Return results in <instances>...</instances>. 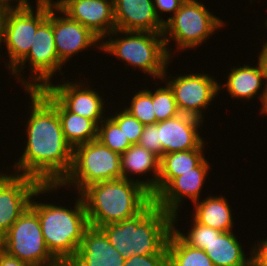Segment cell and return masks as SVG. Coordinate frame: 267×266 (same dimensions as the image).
<instances>
[{
  "label": "cell",
  "mask_w": 267,
  "mask_h": 266,
  "mask_svg": "<svg viewBox=\"0 0 267 266\" xmlns=\"http://www.w3.org/2000/svg\"><path fill=\"white\" fill-rule=\"evenodd\" d=\"M76 255L81 266H124L126 260L100 228L90 225L84 231Z\"/></svg>",
  "instance_id": "d6986e66"
},
{
  "label": "cell",
  "mask_w": 267,
  "mask_h": 266,
  "mask_svg": "<svg viewBox=\"0 0 267 266\" xmlns=\"http://www.w3.org/2000/svg\"><path fill=\"white\" fill-rule=\"evenodd\" d=\"M116 29L163 33L164 23L157 17L153 0H113Z\"/></svg>",
  "instance_id": "ac0fdd59"
},
{
  "label": "cell",
  "mask_w": 267,
  "mask_h": 266,
  "mask_svg": "<svg viewBox=\"0 0 267 266\" xmlns=\"http://www.w3.org/2000/svg\"><path fill=\"white\" fill-rule=\"evenodd\" d=\"M30 64L32 80L24 79L21 70L26 62ZM64 63L58 58L52 26V0H49L47 18L38 26L29 53L12 69V75L19 76L25 91L46 88L51 82L56 71L61 72ZM20 68V69H19ZM51 80V81H50ZM33 81V82H32ZM36 81V82H35Z\"/></svg>",
  "instance_id": "ba28073f"
},
{
  "label": "cell",
  "mask_w": 267,
  "mask_h": 266,
  "mask_svg": "<svg viewBox=\"0 0 267 266\" xmlns=\"http://www.w3.org/2000/svg\"><path fill=\"white\" fill-rule=\"evenodd\" d=\"M171 16L165 21L163 30L165 47L170 57L169 39L175 40L179 50H190L201 45L224 25L222 19L213 15L197 0H185Z\"/></svg>",
  "instance_id": "52a82bcc"
},
{
  "label": "cell",
  "mask_w": 267,
  "mask_h": 266,
  "mask_svg": "<svg viewBox=\"0 0 267 266\" xmlns=\"http://www.w3.org/2000/svg\"><path fill=\"white\" fill-rule=\"evenodd\" d=\"M30 207L38 214L47 249L52 256L75 255L85 229L89 226L82 196L73 208L31 200Z\"/></svg>",
  "instance_id": "277c9868"
},
{
  "label": "cell",
  "mask_w": 267,
  "mask_h": 266,
  "mask_svg": "<svg viewBox=\"0 0 267 266\" xmlns=\"http://www.w3.org/2000/svg\"><path fill=\"white\" fill-rule=\"evenodd\" d=\"M168 266H214L204 250L188 245L172 229L167 240Z\"/></svg>",
  "instance_id": "484cf974"
},
{
  "label": "cell",
  "mask_w": 267,
  "mask_h": 266,
  "mask_svg": "<svg viewBox=\"0 0 267 266\" xmlns=\"http://www.w3.org/2000/svg\"><path fill=\"white\" fill-rule=\"evenodd\" d=\"M185 0H153L154 3V10L157 15V17L165 23V20L161 18L160 14L161 12H170L173 15L176 13V11L181 7L182 3Z\"/></svg>",
  "instance_id": "836d02e7"
},
{
  "label": "cell",
  "mask_w": 267,
  "mask_h": 266,
  "mask_svg": "<svg viewBox=\"0 0 267 266\" xmlns=\"http://www.w3.org/2000/svg\"><path fill=\"white\" fill-rule=\"evenodd\" d=\"M33 7L10 8L5 20L2 43L6 44L8 57L6 64L12 70L28 53L38 26L47 18L49 0H37Z\"/></svg>",
  "instance_id": "30bf717a"
},
{
  "label": "cell",
  "mask_w": 267,
  "mask_h": 266,
  "mask_svg": "<svg viewBox=\"0 0 267 266\" xmlns=\"http://www.w3.org/2000/svg\"><path fill=\"white\" fill-rule=\"evenodd\" d=\"M57 11L63 16L56 15L55 12ZM52 26L57 55L64 64L70 57L75 56L76 53L85 50V48H91L94 45L101 49V40L78 21L70 19L53 1Z\"/></svg>",
  "instance_id": "9a60e30c"
},
{
  "label": "cell",
  "mask_w": 267,
  "mask_h": 266,
  "mask_svg": "<svg viewBox=\"0 0 267 266\" xmlns=\"http://www.w3.org/2000/svg\"><path fill=\"white\" fill-rule=\"evenodd\" d=\"M152 104L154 106L156 123L180 114L173 91L167 83L165 87H159L152 92Z\"/></svg>",
  "instance_id": "83f0119b"
},
{
  "label": "cell",
  "mask_w": 267,
  "mask_h": 266,
  "mask_svg": "<svg viewBox=\"0 0 267 266\" xmlns=\"http://www.w3.org/2000/svg\"><path fill=\"white\" fill-rule=\"evenodd\" d=\"M80 195L88 224L97 228L134 217L153 200L139 179L100 181L86 187Z\"/></svg>",
  "instance_id": "3957f363"
},
{
  "label": "cell",
  "mask_w": 267,
  "mask_h": 266,
  "mask_svg": "<svg viewBox=\"0 0 267 266\" xmlns=\"http://www.w3.org/2000/svg\"><path fill=\"white\" fill-rule=\"evenodd\" d=\"M222 195L209 196L206 199L193 203L195 212L193 218L200 224L218 229L222 232L233 231L231 207Z\"/></svg>",
  "instance_id": "603a6c76"
},
{
  "label": "cell",
  "mask_w": 267,
  "mask_h": 266,
  "mask_svg": "<svg viewBox=\"0 0 267 266\" xmlns=\"http://www.w3.org/2000/svg\"><path fill=\"white\" fill-rule=\"evenodd\" d=\"M227 83L223 86L227 88L232 98L251 100L259 94L262 82L267 80L263 63L258 58V65H245L231 68L228 74Z\"/></svg>",
  "instance_id": "7402d4cb"
},
{
  "label": "cell",
  "mask_w": 267,
  "mask_h": 266,
  "mask_svg": "<svg viewBox=\"0 0 267 266\" xmlns=\"http://www.w3.org/2000/svg\"><path fill=\"white\" fill-rule=\"evenodd\" d=\"M122 178L132 179L129 174L140 175L153 172L151 179L143 180V186L151 193L156 187L160 172V158L139 144L131 145L121 154Z\"/></svg>",
  "instance_id": "ffe728a7"
},
{
  "label": "cell",
  "mask_w": 267,
  "mask_h": 266,
  "mask_svg": "<svg viewBox=\"0 0 267 266\" xmlns=\"http://www.w3.org/2000/svg\"><path fill=\"white\" fill-rule=\"evenodd\" d=\"M174 94L176 105L181 114L203 120V111L215 99L223 86L208 74H184L166 82ZM203 110V111H202Z\"/></svg>",
  "instance_id": "7c38bea8"
},
{
  "label": "cell",
  "mask_w": 267,
  "mask_h": 266,
  "mask_svg": "<svg viewBox=\"0 0 267 266\" xmlns=\"http://www.w3.org/2000/svg\"><path fill=\"white\" fill-rule=\"evenodd\" d=\"M99 228L125 259L133 255L167 254L173 218L152 200L136 216Z\"/></svg>",
  "instance_id": "7a4b0ae2"
},
{
  "label": "cell",
  "mask_w": 267,
  "mask_h": 266,
  "mask_svg": "<svg viewBox=\"0 0 267 266\" xmlns=\"http://www.w3.org/2000/svg\"><path fill=\"white\" fill-rule=\"evenodd\" d=\"M259 242V243H258ZM257 242V247L251 249V259L256 266H267V239Z\"/></svg>",
  "instance_id": "e575fe53"
},
{
  "label": "cell",
  "mask_w": 267,
  "mask_h": 266,
  "mask_svg": "<svg viewBox=\"0 0 267 266\" xmlns=\"http://www.w3.org/2000/svg\"><path fill=\"white\" fill-rule=\"evenodd\" d=\"M57 187L26 175L0 173V239L30 206L32 197L56 191Z\"/></svg>",
  "instance_id": "8fae6325"
},
{
  "label": "cell",
  "mask_w": 267,
  "mask_h": 266,
  "mask_svg": "<svg viewBox=\"0 0 267 266\" xmlns=\"http://www.w3.org/2000/svg\"><path fill=\"white\" fill-rule=\"evenodd\" d=\"M261 62L263 63L264 69L266 71L267 76V41L264 43L261 52L259 53L258 57Z\"/></svg>",
  "instance_id": "60d3db41"
},
{
  "label": "cell",
  "mask_w": 267,
  "mask_h": 266,
  "mask_svg": "<svg viewBox=\"0 0 267 266\" xmlns=\"http://www.w3.org/2000/svg\"><path fill=\"white\" fill-rule=\"evenodd\" d=\"M138 144L161 158L162 145L158 136L157 123L144 126Z\"/></svg>",
  "instance_id": "1f68e13d"
},
{
  "label": "cell",
  "mask_w": 267,
  "mask_h": 266,
  "mask_svg": "<svg viewBox=\"0 0 267 266\" xmlns=\"http://www.w3.org/2000/svg\"><path fill=\"white\" fill-rule=\"evenodd\" d=\"M11 1H16L18 2V4H16L15 6H12ZM0 3H3L7 6H9L10 8H26V7H31L30 2L28 0H0Z\"/></svg>",
  "instance_id": "f35d334b"
},
{
  "label": "cell",
  "mask_w": 267,
  "mask_h": 266,
  "mask_svg": "<svg viewBox=\"0 0 267 266\" xmlns=\"http://www.w3.org/2000/svg\"><path fill=\"white\" fill-rule=\"evenodd\" d=\"M79 83L63 81L50 83L46 89L70 112L91 119L97 126L104 119V100L90 87ZM85 86V88H83ZM102 98V99H101Z\"/></svg>",
  "instance_id": "2e32d148"
},
{
  "label": "cell",
  "mask_w": 267,
  "mask_h": 266,
  "mask_svg": "<svg viewBox=\"0 0 267 266\" xmlns=\"http://www.w3.org/2000/svg\"><path fill=\"white\" fill-rule=\"evenodd\" d=\"M120 160V154L113 152L97 139L80 144L73 148L71 169L58 184V188L72 185L78 190L79 196L91 184L104 180L121 179Z\"/></svg>",
  "instance_id": "8992f818"
},
{
  "label": "cell",
  "mask_w": 267,
  "mask_h": 266,
  "mask_svg": "<svg viewBox=\"0 0 267 266\" xmlns=\"http://www.w3.org/2000/svg\"><path fill=\"white\" fill-rule=\"evenodd\" d=\"M242 245L233 231L214 233V238L204 251L214 266H242L251 260L244 254Z\"/></svg>",
  "instance_id": "cb8c5ba5"
},
{
  "label": "cell",
  "mask_w": 267,
  "mask_h": 266,
  "mask_svg": "<svg viewBox=\"0 0 267 266\" xmlns=\"http://www.w3.org/2000/svg\"><path fill=\"white\" fill-rule=\"evenodd\" d=\"M202 123L203 120L199 118L181 113L157 122L162 155L197 149L204 140L198 134V128L200 129Z\"/></svg>",
  "instance_id": "e0dca14e"
},
{
  "label": "cell",
  "mask_w": 267,
  "mask_h": 266,
  "mask_svg": "<svg viewBox=\"0 0 267 266\" xmlns=\"http://www.w3.org/2000/svg\"><path fill=\"white\" fill-rule=\"evenodd\" d=\"M97 140L120 155L132 145L128 138H125L123 131L110 117H105L99 123Z\"/></svg>",
  "instance_id": "4316f807"
},
{
  "label": "cell",
  "mask_w": 267,
  "mask_h": 266,
  "mask_svg": "<svg viewBox=\"0 0 267 266\" xmlns=\"http://www.w3.org/2000/svg\"><path fill=\"white\" fill-rule=\"evenodd\" d=\"M242 266H256V264L254 263V261L251 259L250 261H248L246 264L242 265Z\"/></svg>",
  "instance_id": "b9f144b4"
},
{
  "label": "cell",
  "mask_w": 267,
  "mask_h": 266,
  "mask_svg": "<svg viewBox=\"0 0 267 266\" xmlns=\"http://www.w3.org/2000/svg\"><path fill=\"white\" fill-rule=\"evenodd\" d=\"M124 266H168V255H133L125 260Z\"/></svg>",
  "instance_id": "d6a6232c"
},
{
  "label": "cell",
  "mask_w": 267,
  "mask_h": 266,
  "mask_svg": "<svg viewBox=\"0 0 267 266\" xmlns=\"http://www.w3.org/2000/svg\"><path fill=\"white\" fill-rule=\"evenodd\" d=\"M0 266H31L18 258L9 256L0 248Z\"/></svg>",
  "instance_id": "8d00e7d4"
},
{
  "label": "cell",
  "mask_w": 267,
  "mask_h": 266,
  "mask_svg": "<svg viewBox=\"0 0 267 266\" xmlns=\"http://www.w3.org/2000/svg\"><path fill=\"white\" fill-rule=\"evenodd\" d=\"M10 7L0 3V46L2 45L3 32L5 27V20Z\"/></svg>",
  "instance_id": "74e56055"
},
{
  "label": "cell",
  "mask_w": 267,
  "mask_h": 266,
  "mask_svg": "<svg viewBox=\"0 0 267 266\" xmlns=\"http://www.w3.org/2000/svg\"><path fill=\"white\" fill-rule=\"evenodd\" d=\"M0 248L9 256L31 266H41L52 257L42 234L38 214L30 206L0 239Z\"/></svg>",
  "instance_id": "9c48e42d"
},
{
  "label": "cell",
  "mask_w": 267,
  "mask_h": 266,
  "mask_svg": "<svg viewBox=\"0 0 267 266\" xmlns=\"http://www.w3.org/2000/svg\"><path fill=\"white\" fill-rule=\"evenodd\" d=\"M110 118L119 126L125 138H128L132 145L138 144L145 126L144 124L125 109L118 111V113Z\"/></svg>",
  "instance_id": "4dcf8cb0"
},
{
  "label": "cell",
  "mask_w": 267,
  "mask_h": 266,
  "mask_svg": "<svg viewBox=\"0 0 267 266\" xmlns=\"http://www.w3.org/2000/svg\"><path fill=\"white\" fill-rule=\"evenodd\" d=\"M193 226L188 233H181L173 224L174 231L190 246L200 248L202 250L212 241L214 233H222V231L210 228L198 223L194 218L192 219Z\"/></svg>",
  "instance_id": "f546056e"
},
{
  "label": "cell",
  "mask_w": 267,
  "mask_h": 266,
  "mask_svg": "<svg viewBox=\"0 0 267 266\" xmlns=\"http://www.w3.org/2000/svg\"><path fill=\"white\" fill-rule=\"evenodd\" d=\"M55 5L70 19L88 28L101 41L116 29L113 0H57Z\"/></svg>",
  "instance_id": "4fadbf2b"
},
{
  "label": "cell",
  "mask_w": 267,
  "mask_h": 266,
  "mask_svg": "<svg viewBox=\"0 0 267 266\" xmlns=\"http://www.w3.org/2000/svg\"><path fill=\"white\" fill-rule=\"evenodd\" d=\"M27 92L32 102L26 125L27 144L14 163V172L42 184H59L71 169L73 148L63 134L56 98L46 88Z\"/></svg>",
  "instance_id": "6da1fadb"
},
{
  "label": "cell",
  "mask_w": 267,
  "mask_h": 266,
  "mask_svg": "<svg viewBox=\"0 0 267 266\" xmlns=\"http://www.w3.org/2000/svg\"><path fill=\"white\" fill-rule=\"evenodd\" d=\"M210 169L205 158L197 167L175 177L153 200L156 206L172 215L173 224L178 218L179 205L188 197L192 202L199 200V196Z\"/></svg>",
  "instance_id": "5bb4252c"
},
{
  "label": "cell",
  "mask_w": 267,
  "mask_h": 266,
  "mask_svg": "<svg viewBox=\"0 0 267 266\" xmlns=\"http://www.w3.org/2000/svg\"><path fill=\"white\" fill-rule=\"evenodd\" d=\"M204 142L197 148L164 154L160 158V172L157 187L150 193L154 199L175 177L191 171L204 159Z\"/></svg>",
  "instance_id": "44dd1931"
},
{
  "label": "cell",
  "mask_w": 267,
  "mask_h": 266,
  "mask_svg": "<svg viewBox=\"0 0 267 266\" xmlns=\"http://www.w3.org/2000/svg\"><path fill=\"white\" fill-rule=\"evenodd\" d=\"M130 104V107L124 109L137 118L142 124H156V116L152 104V92L150 90L142 89L138 91L132 97Z\"/></svg>",
  "instance_id": "f1b7e54d"
},
{
  "label": "cell",
  "mask_w": 267,
  "mask_h": 266,
  "mask_svg": "<svg viewBox=\"0 0 267 266\" xmlns=\"http://www.w3.org/2000/svg\"><path fill=\"white\" fill-rule=\"evenodd\" d=\"M120 34L126 37H110L109 41H101L100 50L117 56L128 65L142 69L144 73L150 74L153 78L166 79V68L171 57L167 53L163 33L115 29L109 35Z\"/></svg>",
  "instance_id": "5b68a950"
},
{
  "label": "cell",
  "mask_w": 267,
  "mask_h": 266,
  "mask_svg": "<svg viewBox=\"0 0 267 266\" xmlns=\"http://www.w3.org/2000/svg\"><path fill=\"white\" fill-rule=\"evenodd\" d=\"M56 111L65 139L72 148L97 139L98 126L91 119L68 111L57 99Z\"/></svg>",
  "instance_id": "d4e9b609"
},
{
  "label": "cell",
  "mask_w": 267,
  "mask_h": 266,
  "mask_svg": "<svg viewBox=\"0 0 267 266\" xmlns=\"http://www.w3.org/2000/svg\"><path fill=\"white\" fill-rule=\"evenodd\" d=\"M41 266H81L77 255L52 256Z\"/></svg>",
  "instance_id": "d590c367"
},
{
  "label": "cell",
  "mask_w": 267,
  "mask_h": 266,
  "mask_svg": "<svg viewBox=\"0 0 267 266\" xmlns=\"http://www.w3.org/2000/svg\"><path fill=\"white\" fill-rule=\"evenodd\" d=\"M266 82L264 85L265 89H262V93L259 96L260 102H262V107H261V114L267 115V80L263 82V84Z\"/></svg>",
  "instance_id": "ab89813d"
}]
</instances>
